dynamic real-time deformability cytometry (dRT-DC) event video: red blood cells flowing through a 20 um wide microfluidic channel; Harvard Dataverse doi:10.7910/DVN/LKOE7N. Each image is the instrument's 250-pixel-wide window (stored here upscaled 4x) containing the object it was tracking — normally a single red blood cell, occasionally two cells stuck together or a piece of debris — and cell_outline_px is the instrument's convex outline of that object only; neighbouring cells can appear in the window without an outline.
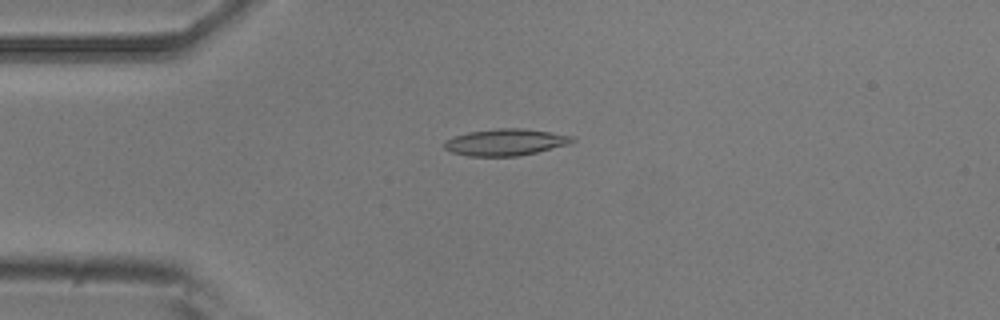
{"species": "common noctule bat (a hibernating species)", "species_latin": "Nyctalus noctula", "temperature_condition": "room temperature", "stored_images_in_passage": 45, "camera_frame_rate_fps": 3000, "um_per_image_px": 0.085, "animal": {"sex": "male", "body_mass_g": 20.5, "forearm_length_mm": 52.5}, "frame": {"image": 1, "passage_image": 6, "time_ms": 1.667, "image_size_px": [1000, 320], "cell_outline_px": [[576, 140], [568, 144], [520, 156], [468, 156], [452, 152], [444, 148], [444, 140], [452, 136], [468, 132], [500, 128], [524, 128], [572, 136]], "centroid_in_image_um": [42.92, 12.09], "position_along_channel_um": 42.1, "area_um2": 19.83}}
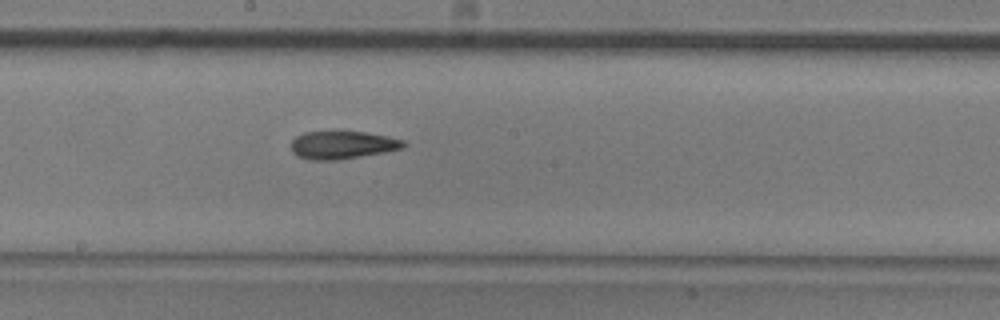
{"frame": {"image": 2, "passage_image": 21, "time_ms": 6.667, "image_size_px": [1000, 320], "cell_outline_px": [[408, 144], [404, 148], [384, 152], [336, 160], [308, 160], [296, 156], [292, 152], [292, 140], [296, 136], [304, 132], [336, 128], [364, 132], [388, 136], [404, 140]], "centroid_in_image_um": [29.08, 12.27], "position_along_channel_um": 219.1, "area_um2": 19.13}}
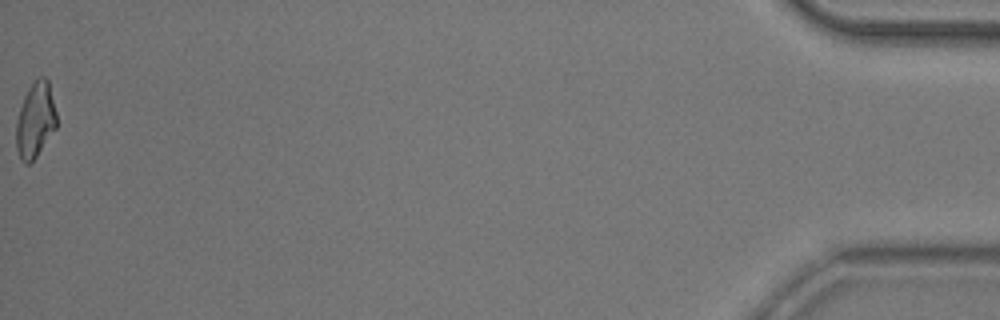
{"frame": {"image": 3, "passage_image": 45, "time_ms": 14.667, "image_size_px": [1000, 320], "cell_outline_px": [[56, 128], [36, 156], [28, 164], [24, 164], [20, 160], [16, 148], [16, 124], [20, 108], [24, 96], [28, 88], [40, 76], [44, 76], [48, 80], [56, 112]], "centroid_in_image_um": [2.99, 10.22], "position_along_channel_um": 432.2, "area_um2": 17.57}, "authors_computed_cell_mechanics": {"area_um2": 18.3226, "velocity_mm_per_s": 3.945, "shape_relaxation_time_tau1_ms": 8.6128, "shape_relaxation_time_tau2_ms": 4.0251, "deformation_change_tau1": 0.2195, "deformation_change_tau2": 0.141}}